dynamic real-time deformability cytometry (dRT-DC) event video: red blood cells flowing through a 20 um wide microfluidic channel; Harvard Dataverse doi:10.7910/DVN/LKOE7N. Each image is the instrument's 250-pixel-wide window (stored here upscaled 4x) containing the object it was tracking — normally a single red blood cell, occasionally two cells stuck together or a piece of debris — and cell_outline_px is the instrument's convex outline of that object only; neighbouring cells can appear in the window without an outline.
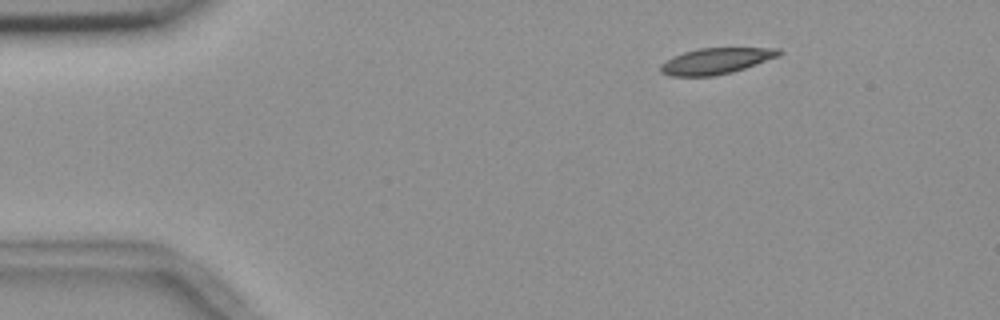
{"species": "common noctule bat (a hibernating species)", "species_latin": "Nyctalus noctula", "temperature_condition": "room temperature", "stored_images_in_passage": 9, "camera_frame_rate_fps": 3000, "um_per_image_px": 0.085, "animal": {"sex": "female", "body_mass_g": 18.4}, "frame": {"image": 1, "passage_image": 1, "time_ms": 0.0, "image_size_px": [1000, 320], "cell_outline_px": [[780, 56], [732, 72], [712, 76], [672, 76], [660, 72], [660, 64], [672, 56], [684, 52], [700, 48], [780, 48]], "centroid_in_image_um": [60.83, 5.18], "position_along_channel_um": 24.2, "area_um2": 17.86}}
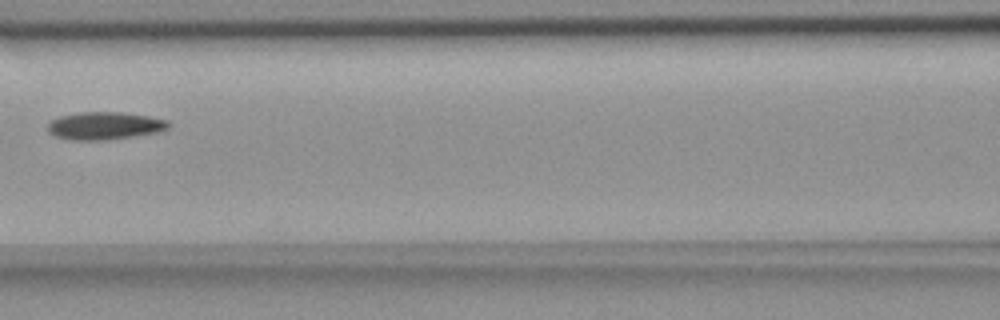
{"frame": {"image": 2, "passage_image": 6, "time_ms": 5.667, "image_size_px": [1000, 320], "cell_outline_px": [[172, 124], [168, 128], [160, 132], [104, 140], [68, 140], [56, 136], [48, 132], [48, 124], [52, 120], [60, 116], [80, 112], [120, 112], [148, 116], [168, 120]], "centroid_in_image_um": [8.91, 10.69], "position_along_channel_um": 157.7, "area_um2": 19.48}}
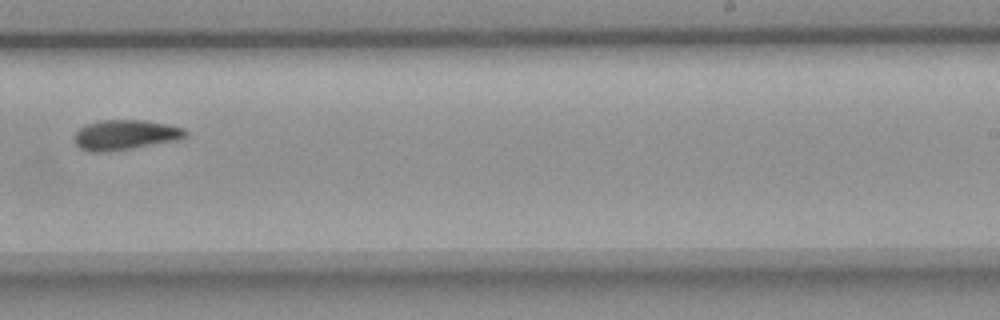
{"frame": {"image": 3, "passage_image": 9, "time_ms": 9.0, "image_size_px": [1000, 320], "cell_outline_px": [[188, 136], [180, 140], [108, 152], [92, 152], [80, 148], [72, 140], [72, 136], [84, 124], [100, 120], [144, 120], [168, 124], [184, 128], [188, 132]], "centroid_in_image_um": [10.64, 11.46], "position_along_channel_um": 278.4, "area_um2": 19.83}}